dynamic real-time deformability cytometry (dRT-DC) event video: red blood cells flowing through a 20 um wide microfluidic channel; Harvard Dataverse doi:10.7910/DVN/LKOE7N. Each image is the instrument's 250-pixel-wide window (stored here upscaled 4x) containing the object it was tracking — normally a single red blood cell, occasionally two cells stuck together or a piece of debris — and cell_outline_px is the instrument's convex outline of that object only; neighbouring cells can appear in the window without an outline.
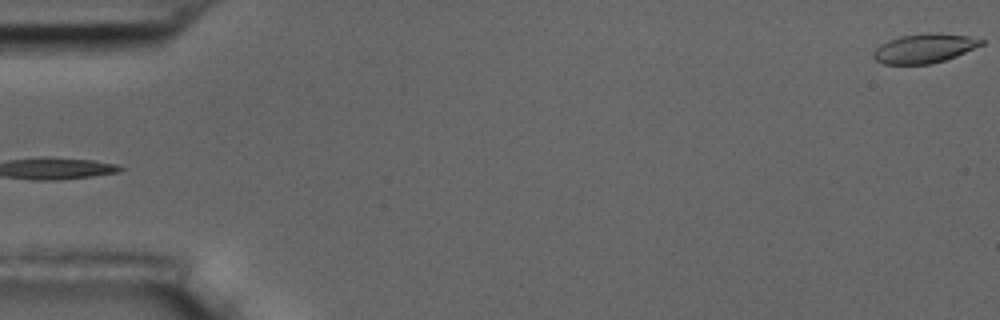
{"species": "common noctule bat (a hibernating species)", "species_latin": "Nyctalus noctula", "temperature_condition": "room temperature", "stored_images_in_passage": 4, "segment_of_instrument_passage": [2, 2], "camera_frame_rate_fps": 3000, "um_per_image_px": 0.085, "animal": {"sex": "male", "body_mass_g": 17.5, "forearm_length_mm": 52.3}, "frame": {"image": 1, "passage_image": 4, "time_ms": 3.333, "image_size_px": [1000, 320], "cell_outline_px": [[984, 44], [956, 56], [932, 64], [884, 64], [876, 60], [872, 56], [872, 52], [880, 44], [888, 40], [900, 36], [928, 32], [940, 32], [968, 36], [984, 40]], "centroid_in_image_um": [78.56, 4.1], "position_along_channel_um": 6.4, "area_um2": 18.55}}